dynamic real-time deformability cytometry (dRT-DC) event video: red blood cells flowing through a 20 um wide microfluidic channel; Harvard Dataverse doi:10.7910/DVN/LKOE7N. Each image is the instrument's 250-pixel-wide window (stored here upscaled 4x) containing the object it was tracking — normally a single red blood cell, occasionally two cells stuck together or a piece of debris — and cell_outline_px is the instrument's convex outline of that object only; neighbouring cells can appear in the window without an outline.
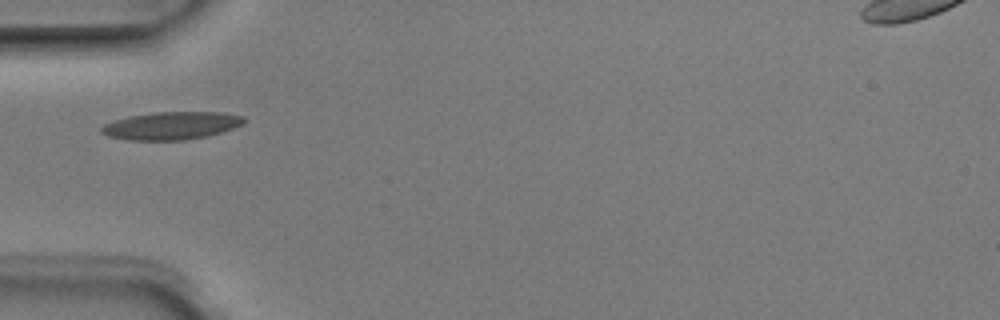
{"species": "Egyptian fruit bat (a non-hibernating species)", "species_latin": "Rousettus aegyptiacus", "temperature_condition": "room temperature", "stored_images_in_passage": 1, "camera_frame_rate_fps": 3000, "um_per_image_px": 0.085, "animal": {"sex": "male"}, "frame": {"image": 1, "passage_image": 1, "time_ms": 0.0, "image_size_px": [1000, 320], "cell_outline_px": [[244, 124], [208, 136], [184, 140], [128, 140], [108, 136], [100, 132], [100, 128], [104, 124], [128, 116], [156, 112], [220, 112], [244, 116]], "centroid_in_image_um": [14.55, 10.68], "position_along_channel_um": 70.4, "area_um2": 23.0}}